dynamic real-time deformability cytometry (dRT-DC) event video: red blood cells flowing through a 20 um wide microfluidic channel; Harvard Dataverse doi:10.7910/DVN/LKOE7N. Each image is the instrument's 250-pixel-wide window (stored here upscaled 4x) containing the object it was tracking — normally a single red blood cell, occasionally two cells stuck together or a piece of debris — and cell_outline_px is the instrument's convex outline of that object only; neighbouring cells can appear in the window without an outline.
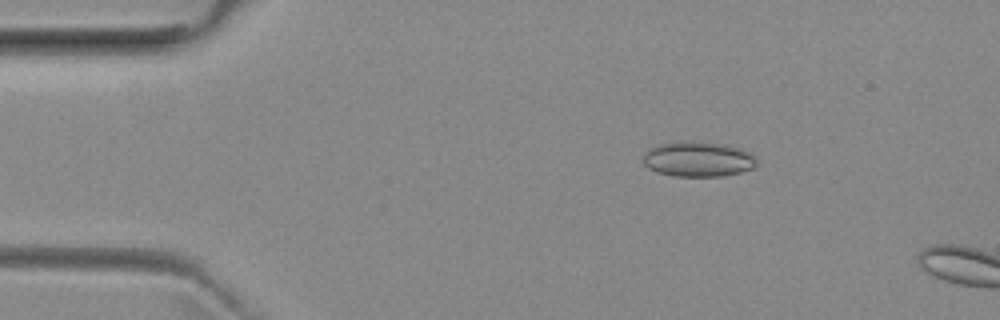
{"species": "common noctule bat (a hibernating species)", "species_latin": "Nyctalus noctula", "temperature_condition": "room temperature", "stored_images_in_passage": 11, "camera_frame_rate_fps": 3000, "um_per_image_px": 0.085, "animal": {"sex": "female", "body_mass_g": 29.2, "forearm_length_mm": 56.3}, "frame": {"image": 1, "passage_image": 8, "time_ms": 2.333, "image_size_px": [1000, 320], "cell_outline_px": [[756, 164], [752, 168], [740, 172], [724, 176], [676, 176], [656, 172], [648, 168], [644, 164], [644, 152], [648, 148], [660, 144], [692, 140], [724, 144], [740, 148], [756, 156]], "centroid_in_image_um": [59.33, 13.52], "position_along_channel_um": 25.7, "area_um2": 23.35}}